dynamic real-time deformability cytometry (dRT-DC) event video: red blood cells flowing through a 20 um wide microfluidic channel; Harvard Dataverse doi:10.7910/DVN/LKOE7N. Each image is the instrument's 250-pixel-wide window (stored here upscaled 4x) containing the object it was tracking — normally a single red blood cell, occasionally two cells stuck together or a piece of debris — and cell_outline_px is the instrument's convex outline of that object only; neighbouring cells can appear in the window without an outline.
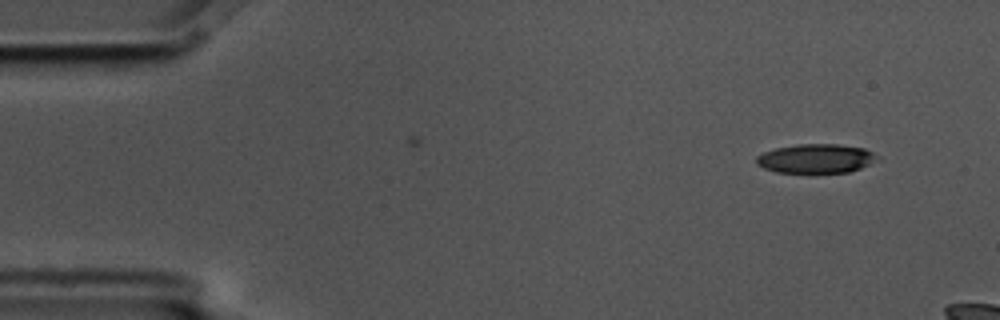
{"species": "common noctule bat (a hibernating species)", "species_latin": "Nyctalus noctula", "temperature_condition": "cold", "stored_images_in_passage": 3, "camera_frame_rate_fps": 3000, "um_per_image_px": 0.085, "animal": {"sex": "male", "body_mass_g": 17.5, "forearm_length_mm": 52.3}, "frame": {"image": 1, "passage_image": 1, "time_ms": 0.0, "image_size_px": [1000, 320], "cell_outline_px": [[880, 156], [868, 164], [860, 168], [848, 172], [808, 176], [776, 172], [764, 168], [756, 164], [756, 156], [764, 152], [776, 148], [796, 144], [836, 144], [864, 148]], "centroid_in_image_um": [69.3, 13.53], "position_along_channel_um": 15.7, "area_um2": 21.33}}